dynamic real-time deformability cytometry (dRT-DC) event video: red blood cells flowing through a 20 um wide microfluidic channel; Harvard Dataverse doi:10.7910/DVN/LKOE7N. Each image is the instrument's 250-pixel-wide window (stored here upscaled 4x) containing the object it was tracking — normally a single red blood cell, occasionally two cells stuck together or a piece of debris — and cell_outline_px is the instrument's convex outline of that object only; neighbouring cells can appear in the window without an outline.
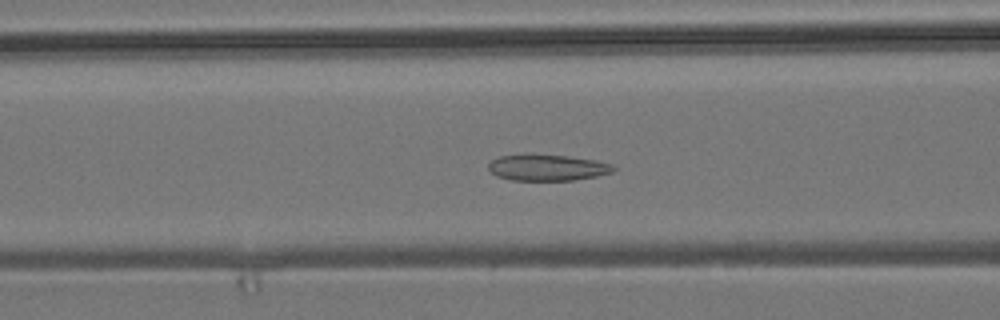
{"species": "common noctule bat (a hibernating species)", "species_latin": "Nyctalus noctula", "temperature_condition": "room temperature", "stored_images_in_passage": 52, "camera_frame_rate_fps": 3000, "um_per_image_px": 0.085, "animal": {"sex": "male", "body_mass_g": 19.2, "forearm_length_mm": 51.8}, "frame": {"image": 1, "passage_image": 20, "time_ms": 6.333, "image_size_px": [1000, 320], "cell_outline_px": [[616, 168], [612, 172], [596, 176], [572, 180], [512, 180], [496, 176], [488, 168], [488, 164], [492, 160], [500, 156], [532, 152], [568, 156], [596, 160], [612, 164]], "centroid_in_image_um": [46.5, 14.21], "position_along_channel_um": 120.1, "area_um2": 19.48}}
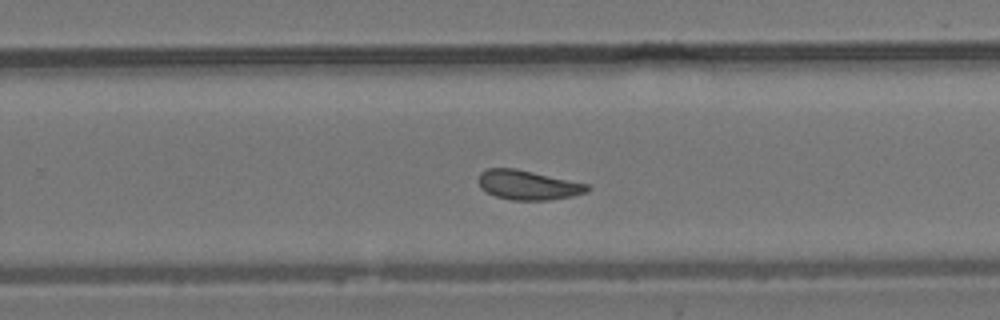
{"frame": {"image": 2, "passage_image": 33, "time_ms": 10.667, "image_size_px": [1000, 320], "cell_outline_px": [[588, 192], [572, 196], [548, 200], [512, 200], [496, 196], [480, 188], [476, 180], [480, 172], [488, 168], [516, 168], [588, 184]], "centroid_in_image_um": [44.83, 15.72], "position_along_channel_um": 285.0, "area_um2": 18.73}}
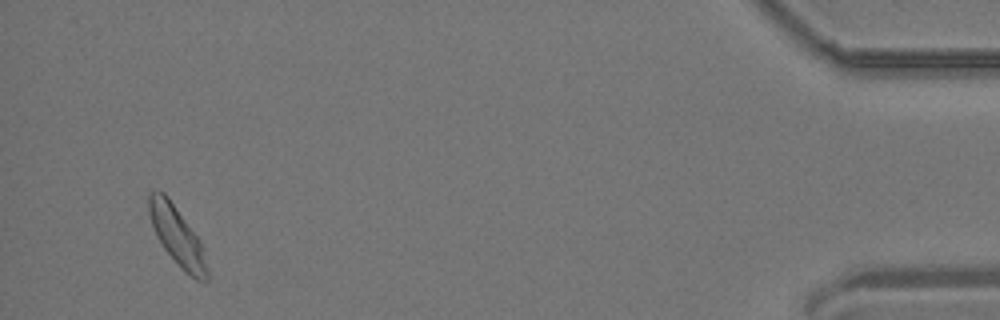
{"frame": {"image": 3, "passage_image": 50, "time_ms": 16.333, "image_size_px": [1000, 320], "cell_outline_px": [[208, 280], [196, 280], [184, 272], [180, 268], [164, 248], [156, 236], [148, 212], [148, 192], [156, 188], [164, 192], [168, 196], [200, 240], [208, 272]], "centroid_in_image_um": [15.02, 20.01], "position_along_channel_um": 420.2, "area_um2": 20.0}, "authors_computed_cell_mechanics": {"area_um2": 19.3919, "velocity_mm_per_s": 3.817, "shape_relaxation_time_tau1_ms": 11.244, "shape_relaxation_time_tau2_ms": 1.8828, "deformation_change_tau1": 0.1516, "deformation_change_tau2": 0.0644}}